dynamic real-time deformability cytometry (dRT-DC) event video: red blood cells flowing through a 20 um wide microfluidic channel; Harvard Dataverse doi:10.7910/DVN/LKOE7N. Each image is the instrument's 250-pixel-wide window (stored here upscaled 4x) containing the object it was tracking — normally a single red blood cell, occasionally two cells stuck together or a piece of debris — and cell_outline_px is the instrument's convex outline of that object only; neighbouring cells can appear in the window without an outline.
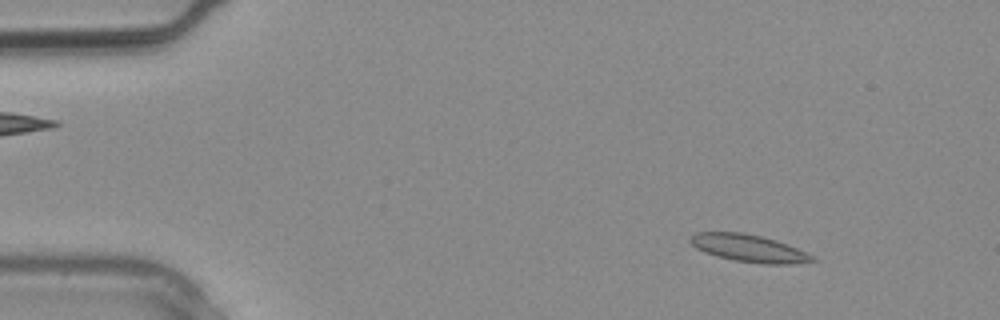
{"species": "common noctule bat (a hibernating species)", "species_latin": "Nyctalus noctula", "temperature_condition": "warm", "stored_images_in_passage": 2, "camera_frame_rate_fps": 3000, "um_per_image_px": 0.085, "animal": {"sex": "male", "body_mass_g": 20.4}, "frame": {"image": 1, "passage_image": 1, "time_ms": 0.0, "image_size_px": [1000, 320], "cell_outline_px": [[820, 260], [792, 264], [764, 264], [732, 260], [716, 256], [704, 252], [696, 248], [688, 240], [688, 236], [696, 232], [744, 232], [776, 240], [788, 244], [816, 256]], "centroid_in_image_um": [63.67, 21.1], "position_along_channel_um": 21.3, "area_um2": 19.83}}